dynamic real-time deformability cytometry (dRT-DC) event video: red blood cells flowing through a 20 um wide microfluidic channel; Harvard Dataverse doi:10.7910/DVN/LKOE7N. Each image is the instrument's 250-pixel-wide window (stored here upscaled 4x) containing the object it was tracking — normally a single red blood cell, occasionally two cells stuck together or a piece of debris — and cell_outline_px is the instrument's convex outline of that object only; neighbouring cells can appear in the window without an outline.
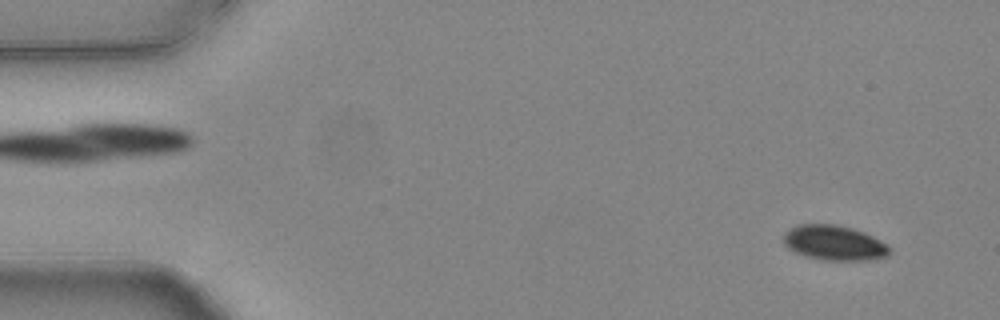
{"species": "common noctule bat (a hibernating species)", "species_latin": "Nyctalus noctula", "temperature_condition": "warm", "stored_images_in_passage": 15, "camera_frame_rate_fps": 3000, "um_per_image_px": 0.085, "animal": {"sex": "female", "body_mass_g": 24.6, "forearm_length_mm": 56.2}, "frame": {"image": 1, "passage_image": 4, "time_ms": 1.0, "image_size_px": [1000, 320], "cell_outline_px": [[888, 256], [872, 260], [820, 260], [804, 256], [788, 248], [784, 244], [784, 232], [796, 224], [836, 224], [852, 228], [864, 232], [888, 244]], "centroid_in_image_um": [70.88, 20.64], "position_along_channel_um": 14.1, "area_um2": 21.73}}
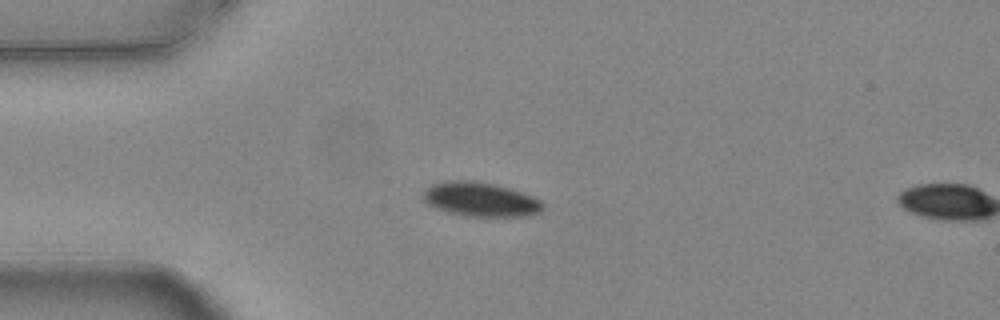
{"frame": {"image": 2, "passage_image": 14, "time_ms": 4.333, "image_size_px": [1000, 320], "cell_outline_px": [[544, 208], [540, 212], [528, 216], [464, 216], [448, 212], [436, 208], [428, 204], [424, 200], [424, 192], [432, 184], [444, 180], [472, 180], [496, 184], [524, 192], [540, 200], [544, 204]], "centroid_in_image_um": [40.87, 16.94], "position_along_channel_um": 44.1, "area_um2": 24.04}}